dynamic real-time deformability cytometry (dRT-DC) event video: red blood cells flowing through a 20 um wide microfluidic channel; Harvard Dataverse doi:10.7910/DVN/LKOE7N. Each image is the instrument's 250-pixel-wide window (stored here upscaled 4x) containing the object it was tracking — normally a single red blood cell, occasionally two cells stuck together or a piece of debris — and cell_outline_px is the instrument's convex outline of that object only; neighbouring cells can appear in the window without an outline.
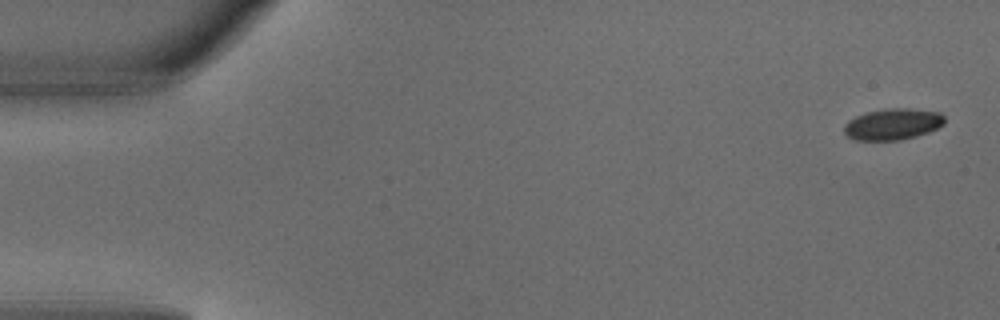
{"species": "common noctule bat (a hibernating species)", "species_latin": "Nyctalus noctula", "temperature_condition": "warm", "stored_images_in_passage": 5, "camera_frame_rate_fps": 3000, "um_per_image_px": 0.085, "animal": {"sex": "male", "body_mass_g": 18.8}, "frame": {"image": 1, "passage_image": 1, "time_ms": 0.0, "image_size_px": [1000, 320], "cell_outline_px": [[944, 124], [928, 132], [916, 136], [900, 140], [852, 140], [844, 132], [844, 124], [848, 120], [864, 112], [884, 108], [912, 108], [940, 112], [944, 116]], "centroid_in_image_um": [75.86, 10.54], "position_along_channel_um": 9.1, "area_um2": 18.55}}
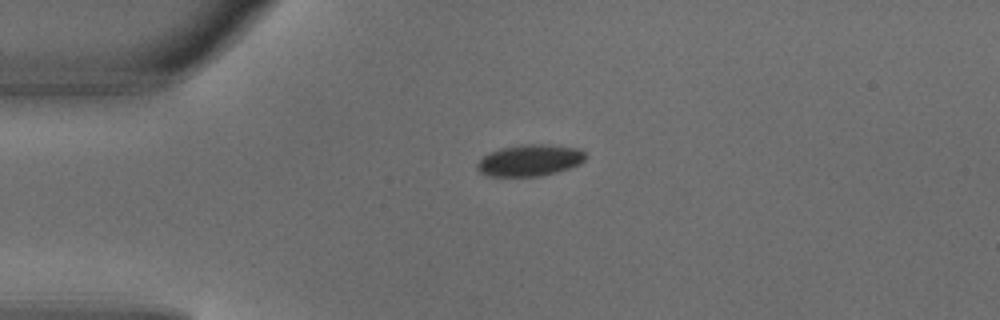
{"frame": {"image": 2, "passage_image": 3, "time_ms": 0.667, "image_size_px": [1000, 320], "cell_outline_px": [[588, 156], [580, 164], [556, 172], [540, 176], [488, 176], [480, 172], [476, 168], [476, 164], [488, 152], [500, 148], [520, 144], [548, 144], [580, 148]], "centroid_in_image_um": [45.04, 13.61], "position_along_channel_um": 40.0, "area_um2": 20.11}}
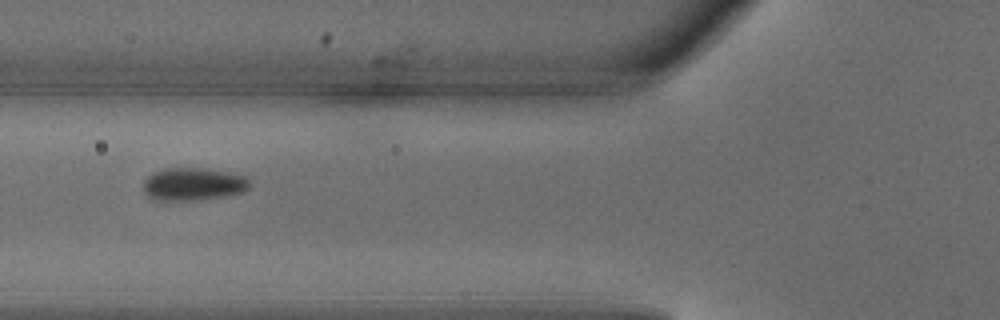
{"frame": {"image": 3, "passage_image": 5, "time_ms": 1.333, "image_size_px": [1000, 320], "cell_outline_px": [[252, 184], [244, 192], [228, 196], [200, 200], [152, 200], [144, 192], [144, 180], [152, 172], [164, 168], [204, 168], [228, 172], [244, 176]], "centroid_in_image_um": [16.43, 15.66], "position_along_channel_um": 109.4, "area_um2": 20.58}}